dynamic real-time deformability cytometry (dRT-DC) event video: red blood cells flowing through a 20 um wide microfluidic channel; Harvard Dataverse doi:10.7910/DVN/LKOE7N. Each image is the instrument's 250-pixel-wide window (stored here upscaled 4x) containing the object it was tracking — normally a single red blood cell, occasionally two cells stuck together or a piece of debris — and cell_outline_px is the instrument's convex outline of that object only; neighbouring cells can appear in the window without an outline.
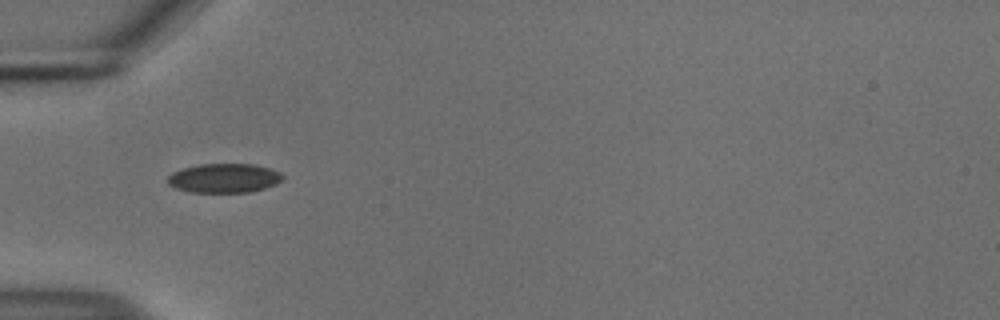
{"species": "common noctule bat (a hibernating species)", "species_latin": "Nyctalus noctula", "temperature_condition": "cold", "stored_images_in_passage": 37, "camera_frame_rate_fps": 3000, "um_per_image_px": 0.085, "animal": {"sex": "male", "body_mass_g": 18.8}, "frame": {"image": 1, "passage_image": 1, "time_ms": 0.0, "image_size_px": [1000, 320], "cell_outline_px": [[284, 176], [276, 184], [264, 188], [248, 192], [192, 192], [176, 188], [168, 184], [168, 176], [172, 172], [184, 168], [200, 164], [256, 164], [280, 172]], "centroid_in_image_um": [19.05, 15.13], "position_along_channel_um": 66.0, "area_um2": 19.42}}
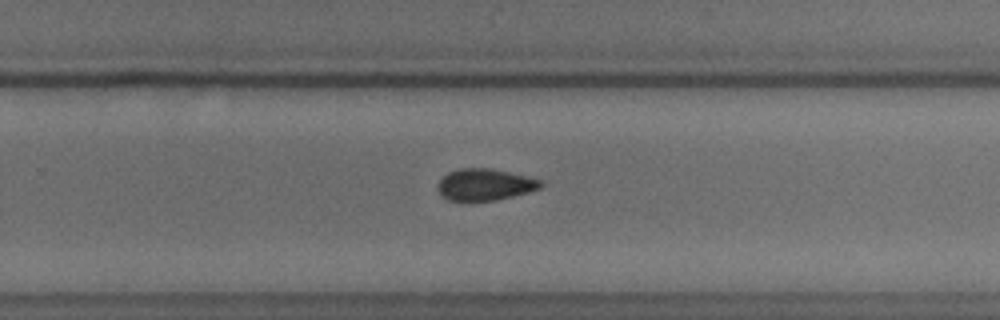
{"frame": {"image": 2, "passage_image": 19, "time_ms": 6.0, "image_size_px": [1000, 320], "cell_outline_px": [[544, 184], [540, 188], [528, 192], [512, 196], [492, 200], [464, 204], [448, 200], [440, 196], [436, 188], [436, 184], [448, 172], [460, 168], [488, 168], [508, 172], [544, 180]], "centroid_in_image_um": [41.14, 15.73], "position_along_channel_um": 288.7, "area_um2": 19.59}}
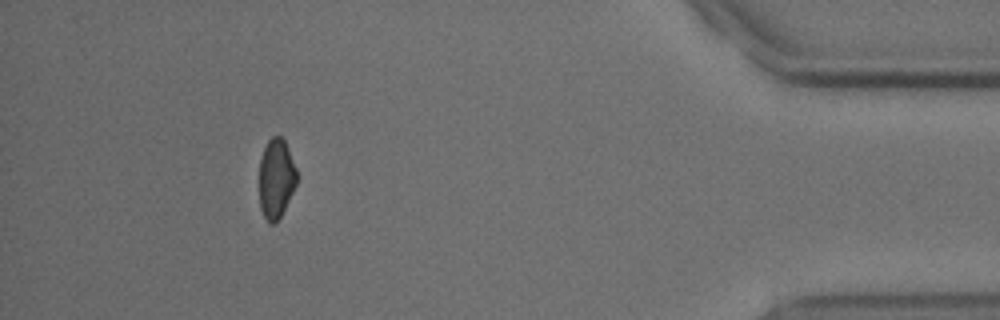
{"frame": {"image": 3, "passage_image": 33, "time_ms": 10.667, "image_size_px": [1000, 320], "cell_outline_px": [[296, 184], [280, 216], [272, 224], [268, 224], [260, 208], [260, 160], [264, 148], [268, 140], [272, 136], [280, 136], [284, 140], [288, 148], [296, 168]], "centroid_in_image_um": [23.46, 15.16], "position_along_channel_um": 411.7, "area_um2": 17.05}, "authors_computed_cell_mechanics": {"area_um2": 19.3052, "velocity_mm_per_s": 3.7287, "shape_relaxation_time_tau1_ms": 7.7956, "shape_relaxation_time_tau2_ms": 9.3663, "deformation_change_tau1": 0.1102, "deformation_change_tau2": 0.1169}}